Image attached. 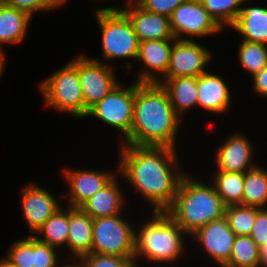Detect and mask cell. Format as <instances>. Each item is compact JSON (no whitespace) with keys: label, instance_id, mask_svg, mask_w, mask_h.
Masks as SVG:
<instances>
[{"label":"cell","instance_id":"obj_1","mask_svg":"<svg viewBox=\"0 0 267 267\" xmlns=\"http://www.w3.org/2000/svg\"><path fill=\"white\" fill-rule=\"evenodd\" d=\"M120 150L116 164L119 177L123 176L152 205V211L165 212L186 174L180 171L177 149L121 144Z\"/></svg>","mask_w":267,"mask_h":267},{"label":"cell","instance_id":"obj_2","mask_svg":"<svg viewBox=\"0 0 267 267\" xmlns=\"http://www.w3.org/2000/svg\"><path fill=\"white\" fill-rule=\"evenodd\" d=\"M182 119L175 113L166 90L158 83L135 81L133 123L130 136L120 144L176 147Z\"/></svg>","mask_w":267,"mask_h":267},{"label":"cell","instance_id":"obj_3","mask_svg":"<svg viewBox=\"0 0 267 267\" xmlns=\"http://www.w3.org/2000/svg\"><path fill=\"white\" fill-rule=\"evenodd\" d=\"M225 209L226 205L213 184H205L186 173L178 185L173 203L165 212L187 236H191L200 227L223 218Z\"/></svg>","mask_w":267,"mask_h":267},{"label":"cell","instance_id":"obj_4","mask_svg":"<svg viewBox=\"0 0 267 267\" xmlns=\"http://www.w3.org/2000/svg\"><path fill=\"white\" fill-rule=\"evenodd\" d=\"M151 215L135 229V264L143 258L149 264H174L182 258L189 236L166 212L153 211Z\"/></svg>","mask_w":267,"mask_h":267},{"label":"cell","instance_id":"obj_5","mask_svg":"<svg viewBox=\"0 0 267 267\" xmlns=\"http://www.w3.org/2000/svg\"><path fill=\"white\" fill-rule=\"evenodd\" d=\"M95 16L101 30L102 57L137 59L139 40L128 16L119 6L95 8Z\"/></svg>","mask_w":267,"mask_h":267},{"label":"cell","instance_id":"obj_6","mask_svg":"<svg viewBox=\"0 0 267 267\" xmlns=\"http://www.w3.org/2000/svg\"><path fill=\"white\" fill-rule=\"evenodd\" d=\"M44 104L76 119L85 118V102L78 69L69 61L39 83Z\"/></svg>","mask_w":267,"mask_h":267},{"label":"cell","instance_id":"obj_7","mask_svg":"<svg viewBox=\"0 0 267 267\" xmlns=\"http://www.w3.org/2000/svg\"><path fill=\"white\" fill-rule=\"evenodd\" d=\"M121 215L93 219L91 253L134 258L135 228Z\"/></svg>","mask_w":267,"mask_h":267},{"label":"cell","instance_id":"obj_8","mask_svg":"<svg viewBox=\"0 0 267 267\" xmlns=\"http://www.w3.org/2000/svg\"><path fill=\"white\" fill-rule=\"evenodd\" d=\"M135 101V80L130 86L119 83L101 101L92 106L86 115L122 133L125 141L130 136Z\"/></svg>","mask_w":267,"mask_h":267},{"label":"cell","instance_id":"obj_9","mask_svg":"<svg viewBox=\"0 0 267 267\" xmlns=\"http://www.w3.org/2000/svg\"><path fill=\"white\" fill-rule=\"evenodd\" d=\"M70 62L78 69L86 118L88 110L101 101L120 81L113 73L115 69L101 59L79 55Z\"/></svg>","mask_w":267,"mask_h":267},{"label":"cell","instance_id":"obj_10","mask_svg":"<svg viewBox=\"0 0 267 267\" xmlns=\"http://www.w3.org/2000/svg\"><path fill=\"white\" fill-rule=\"evenodd\" d=\"M170 27L175 39L179 40H194L193 37L201 38L223 32L200 0L181 3L170 17Z\"/></svg>","mask_w":267,"mask_h":267},{"label":"cell","instance_id":"obj_11","mask_svg":"<svg viewBox=\"0 0 267 267\" xmlns=\"http://www.w3.org/2000/svg\"><path fill=\"white\" fill-rule=\"evenodd\" d=\"M195 40L176 39L171 51L166 75L160 80L176 77H198L205 73L213 53Z\"/></svg>","mask_w":267,"mask_h":267},{"label":"cell","instance_id":"obj_12","mask_svg":"<svg viewBox=\"0 0 267 267\" xmlns=\"http://www.w3.org/2000/svg\"><path fill=\"white\" fill-rule=\"evenodd\" d=\"M235 237L225 216L200 227L190 236L219 267H224L229 262Z\"/></svg>","mask_w":267,"mask_h":267},{"label":"cell","instance_id":"obj_13","mask_svg":"<svg viewBox=\"0 0 267 267\" xmlns=\"http://www.w3.org/2000/svg\"><path fill=\"white\" fill-rule=\"evenodd\" d=\"M175 40L163 39L139 42L136 60L142 64L143 68L137 74L136 72L133 74L136 82L158 83L166 75Z\"/></svg>","mask_w":267,"mask_h":267},{"label":"cell","instance_id":"obj_14","mask_svg":"<svg viewBox=\"0 0 267 267\" xmlns=\"http://www.w3.org/2000/svg\"><path fill=\"white\" fill-rule=\"evenodd\" d=\"M20 193L23 218L28 224L31 236L35 235L49 217L63 207L51 192L36 183L25 185Z\"/></svg>","mask_w":267,"mask_h":267},{"label":"cell","instance_id":"obj_15","mask_svg":"<svg viewBox=\"0 0 267 267\" xmlns=\"http://www.w3.org/2000/svg\"><path fill=\"white\" fill-rule=\"evenodd\" d=\"M63 170L62 173L67 180L68 189H70L68 195H63L65 198L69 197L67 198L69 202L68 207H80L118 174V166L116 173L88 168L77 170L64 168Z\"/></svg>","mask_w":267,"mask_h":267},{"label":"cell","instance_id":"obj_16","mask_svg":"<svg viewBox=\"0 0 267 267\" xmlns=\"http://www.w3.org/2000/svg\"><path fill=\"white\" fill-rule=\"evenodd\" d=\"M222 143L215 152L216 170L245 173L256 166L257 163H252L253 153L256 151L244 134L232 133Z\"/></svg>","mask_w":267,"mask_h":267},{"label":"cell","instance_id":"obj_17","mask_svg":"<svg viewBox=\"0 0 267 267\" xmlns=\"http://www.w3.org/2000/svg\"><path fill=\"white\" fill-rule=\"evenodd\" d=\"M125 4L119 9L128 16L139 42L175 39L170 27V18L149 12L141 8L136 2Z\"/></svg>","mask_w":267,"mask_h":267},{"label":"cell","instance_id":"obj_18","mask_svg":"<svg viewBox=\"0 0 267 267\" xmlns=\"http://www.w3.org/2000/svg\"><path fill=\"white\" fill-rule=\"evenodd\" d=\"M230 90L222 76L207 70L197 77V106L211 114H224L232 104Z\"/></svg>","mask_w":267,"mask_h":267},{"label":"cell","instance_id":"obj_19","mask_svg":"<svg viewBox=\"0 0 267 267\" xmlns=\"http://www.w3.org/2000/svg\"><path fill=\"white\" fill-rule=\"evenodd\" d=\"M93 218L80 207H68L67 251L72 258L91 253Z\"/></svg>","mask_w":267,"mask_h":267},{"label":"cell","instance_id":"obj_20","mask_svg":"<svg viewBox=\"0 0 267 267\" xmlns=\"http://www.w3.org/2000/svg\"><path fill=\"white\" fill-rule=\"evenodd\" d=\"M117 177L115 176L107 185L80 206L91 218H102L122 213L126 198L121 189L122 185L120 186L117 181Z\"/></svg>","mask_w":267,"mask_h":267},{"label":"cell","instance_id":"obj_21","mask_svg":"<svg viewBox=\"0 0 267 267\" xmlns=\"http://www.w3.org/2000/svg\"><path fill=\"white\" fill-rule=\"evenodd\" d=\"M229 28L238 32L244 41L267 44V7L242 6Z\"/></svg>","mask_w":267,"mask_h":267},{"label":"cell","instance_id":"obj_22","mask_svg":"<svg viewBox=\"0 0 267 267\" xmlns=\"http://www.w3.org/2000/svg\"><path fill=\"white\" fill-rule=\"evenodd\" d=\"M158 84L166 90L175 113L183 120L182 114L197 106V77H176L160 80Z\"/></svg>","mask_w":267,"mask_h":267},{"label":"cell","instance_id":"obj_23","mask_svg":"<svg viewBox=\"0 0 267 267\" xmlns=\"http://www.w3.org/2000/svg\"><path fill=\"white\" fill-rule=\"evenodd\" d=\"M32 17L19 9L8 5L0 6V52L2 45L21 44L26 38Z\"/></svg>","mask_w":267,"mask_h":267},{"label":"cell","instance_id":"obj_24","mask_svg":"<svg viewBox=\"0 0 267 267\" xmlns=\"http://www.w3.org/2000/svg\"><path fill=\"white\" fill-rule=\"evenodd\" d=\"M256 165L244 173L242 205L267 208V169Z\"/></svg>","mask_w":267,"mask_h":267},{"label":"cell","instance_id":"obj_25","mask_svg":"<svg viewBox=\"0 0 267 267\" xmlns=\"http://www.w3.org/2000/svg\"><path fill=\"white\" fill-rule=\"evenodd\" d=\"M63 208V209H62ZM33 235L38 241L59 248L67 247L68 239V207H61L54 215L49 217L45 223ZM39 234V235H38Z\"/></svg>","mask_w":267,"mask_h":267},{"label":"cell","instance_id":"obj_26","mask_svg":"<svg viewBox=\"0 0 267 267\" xmlns=\"http://www.w3.org/2000/svg\"><path fill=\"white\" fill-rule=\"evenodd\" d=\"M215 173L212 184L224 204L226 206L242 205L244 173L220 170L215 171Z\"/></svg>","mask_w":267,"mask_h":267},{"label":"cell","instance_id":"obj_27","mask_svg":"<svg viewBox=\"0 0 267 267\" xmlns=\"http://www.w3.org/2000/svg\"><path fill=\"white\" fill-rule=\"evenodd\" d=\"M238 45L239 64L251 77L267 66V44L241 40Z\"/></svg>","mask_w":267,"mask_h":267},{"label":"cell","instance_id":"obj_28","mask_svg":"<svg viewBox=\"0 0 267 267\" xmlns=\"http://www.w3.org/2000/svg\"><path fill=\"white\" fill-rule=\"evenodd\" d=\"M214 21L222 28L231 26L247 0H200Z\"/></svg>","mask_w":267,"mask_h":267},{"label":"cell","instance_id":"obj_29","mask_svg":"<svg viewBox=\"0 0 267 267\" xmlns=\"http://www.w3.org/2000/svg\"><path fill=\"white\" fill-rule=\"evenodd\" d=\"M224 267H259V246L250 236H236L230 260Z\"/></svg>","mask_w":267,"mask_h":267},{"label":"cell","instance_id":"obj_30","mask_svg":"<svg viewBox=\"0 0 267 267\" xmlns=\"http://www.w3.org/2000/svg\"><path fill=\"white\" fill-rule=\"evenodd\" d=\"M257 216V207L245 205H229L225 209V217L236 236H250Z\"/></svg>","mask_w":267,"mask_h":267},{"label":"cell","instance_id":"obj_31","mask_svg":"<svg viewBox=\"0 0 267 267\" xmlns=\"http://www.w3.org/2000/svg\"><path fill=\"white\" fill-rule=\"evenodd\" d=\"M5 257L15 267H34V236L14 241Z\"/></svg>","mask_w":267,"mask_h":267},{"label":"cell","instance_id":"obj_32","mask_svg":"<svg viewBox=\"0 0 267 267\" xmlns=\"http://www.w3.org/2000/svg\"><path fill=\"white\" fill-rule=\"evenodd\" d=\"M86 267H138L134 258L89 253L80 257Z\"/></svg>","mask_w":267,"mask_h":267},{"label":"cell","instance_id":"obj_33","mask_svg":"<svg viewBox=\"0 0 267 267\" xmlns=\"http://www.w3.org/2000/svg\"><path fill=\"white\" fill-rule=\"evenodd\" d=\"M59 252L57 248L40 242L34 237V267H58Z\"/></svg>","mask_w":267,"mask_h":267},{"label":"cell","instance_id":"obj_34","mask_svg":"<svg viewBox=\"0 0 267 267\" xmlns=\"http://www.w3.org/2000/svg\"><path fill=\"white\" fill-rule=\"evenodd\" d=\"M186 0H136L135 2L143 9L159 15L171 17L174 10Z\"/></svg>","mask_w":267,"mask_h":267},{"label":"cell","instance_id":"obj_35","mask_svg":"<svg viewBox=\"0 0 267 267\" xmlns=\"http://www.w3.org/2000/svg\"><path fill=\"white\" fill-rule=\"evenodd\" d=\"M5 5L24 11L31 17L36 12L58 9L50 0H5Z\"/></svg>","mask_w":267,"mask_h":267},{"label":"cell","instance_id":"obj_36","mask_svg":"<svg viewBox=\"0 0 267 267\" xmlns=\"http://www.w3.org/2000/svg\"><path fill=\"white\" fill-rule=\"evenodd\" d=\"M250 237L259 247L267 243V208L257 207V216Z\"/></svg>","mask_w":267,"mask_h":267},{"label":"cell","instance_id":"obj_37","mask_svg":"<svg viewBox=\"0 0 267 267\" xmlns=\"http://www.w3.org/2000/svg\"><path fill=\"white\" fill-rule=\"evenodd\" d=\"M253 78V91L259 95V97H267V66L260 72L252 76Z\"/></svg>","mask_w":267,"mask_h":267},{"label":"cell","instance_id":"obj_38","mask_svg":"<svg viewBox=\"0 0 267 267\" xmlns=\"http://www.w3.org/2000/svg\"><path fill=\"white\" fill-rule=\"evenodd\" d=\"M259 267H267V243L259 247Z\"/></svg>","mask_w":267,"mask_h":267},{"label":"cell","instance_id":"obj_39","mask_svg":"<svg viewBox=\"0 0 267 267\" xmlns=\"http://www.w3.org/2000/svg\"><path fill=\"white\" fill-rule=\"evenodd\" d=\"M60 264H59L58 267H86L85 264L83 263V261L80 258H73V261H72L71 264L69 262L66 263V264H62V263H60Z\"/></svg>","mask_w":267,"mask_h":267},{"label":"cell","instance_id":"obj_40","mask_svg":"<svg viewBox=\"0 0 267 267\" xmlns=\"http://www.w3.org/2000/svg\"><path fill=\"white\" fill-rule=\"evenodd\" d=\"M0 267H15L5 256L0 258Z\"/></svg>","mask_w":267,"mask_h":267},{"label":"cell","instance_id":"obj_41","mask_svg":"<svg viewBox=\"0 0 267 267\" xmlns=\"http://www.w3.org/2000/svg\"><path fill=\"white\" fill-rule=\"evenodd\" d=\"M5 53L0 52V77L2 76L3 70L5 69Z\"/></svg>","mask_w":267,"mask_h":267},{"label":"cell","instance_id":"obj_42","mask_svg":"<svg viewBox=\"0 0 267 267\" xmlns=\"http://www.w3.org/2000/svg\"><path fill=\"white\" fill-rule=\"evenodd\" d=\"M57 8H60L61 5L68 2V0H50Z\"/></svg>","mask_w":267,"mask_h":267},{"label":"cell","instance_id":"obj_43","mask_svg":"<svg viewBox=\"0 0 267 267\" xmlns=\"http://www.w3.org/2000/svg\"><path fill=\"white\" fill-rule=\"evenodd\" d=\"M5 5V0H0V6Z\"/></svg>","mask_w":267,"mask_h":267},{"label":"cell","instance_id":"obj_44","mask_svg":"<svg viewBox=\"0 0 267 267\" xmlns=\"http://www.w3.org/2000/svg\"><path fill=\"white\" fill-rule=\"evenodd\" d=\"M136 0H127L126 3L135 2Z\"/></svg>","mask_w":267,"mask_h":267}]
</instances>
